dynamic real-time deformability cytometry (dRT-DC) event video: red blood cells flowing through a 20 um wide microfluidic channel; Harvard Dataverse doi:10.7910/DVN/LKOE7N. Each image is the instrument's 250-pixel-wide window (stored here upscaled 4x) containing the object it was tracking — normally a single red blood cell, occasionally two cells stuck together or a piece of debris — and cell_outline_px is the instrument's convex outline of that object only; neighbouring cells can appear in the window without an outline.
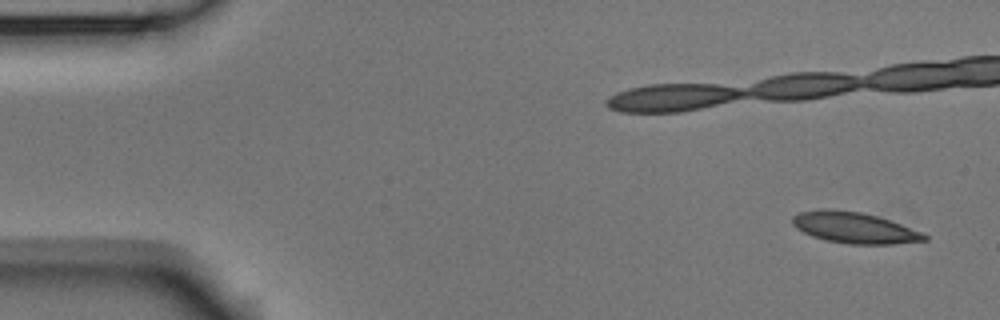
{"species": "Egyptian fruit bat (a non-hibernating species)", "species_latin": "Rousettus aegyptiacus", "temperature_condition": "room temperature", "stored_images_in_passage": 7, "segment_of_instrument_passage": [1, 2], "camera_frame_rate_fps": 3000, "um_per_image_px": 0.085, "animal": {"sex": "male"}, "frame": {"image": 1, "passage_image": 1, "time_ms": 0.0, "image_size_px": [1000, 320], "cell_outline_px": [[928, 240], [892, 244], [848, 244], [828, 240], [812, 236], [796, 228], [792, 224], [792, 216], [800, 212], [860, 212], [876, 216], [924, 232], [928, 236]], "centroid_in_image_um": [72.71, 19.41], "position_along_channel_um": 12.3, "area_um2": 22.89}}
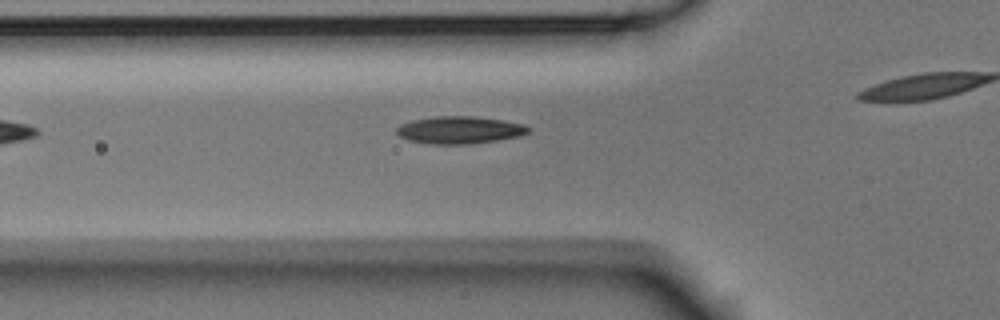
{"frame": {"image": 2, "passage_image": 6, "time_ms": 1.667, "image_size_px": [1000, 320], "cell_outline_px": [[528, 132], [520, 136], [496, 140], [468, 144], [432, 144], [408, 140], [400, 136], [396, 132], [396, 128], [400, 124], [412, 120], [436, 116], [472, 116], [504, 120], [524, 124], [528, 128]], "centroid_in_image_um": [39.04, 11.04], "position_along_channel_um": 86.8, "area_um2": 20.92}}